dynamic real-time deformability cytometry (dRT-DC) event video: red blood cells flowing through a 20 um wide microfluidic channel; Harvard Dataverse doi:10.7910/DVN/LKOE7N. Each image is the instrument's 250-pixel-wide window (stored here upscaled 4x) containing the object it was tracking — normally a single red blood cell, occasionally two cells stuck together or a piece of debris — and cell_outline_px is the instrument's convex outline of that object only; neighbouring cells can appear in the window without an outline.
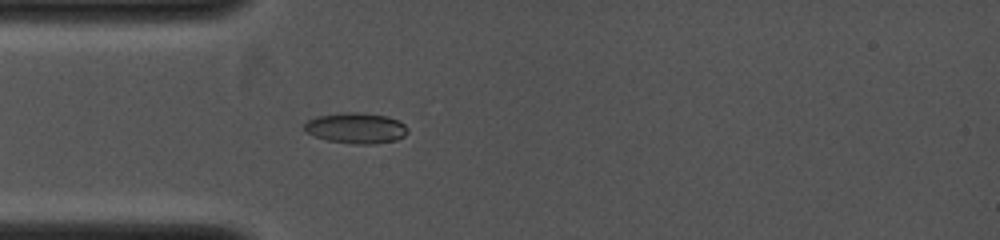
{"species": "common noctule bat (a hibernating species)", "species_latin": "Nyctalus noctula", "temperature_condition": "cold", "stored_images_in_passage": 12, "camera_frame_rate_fps": 4000, "um_per_image_px": 0.085, "animal": {"sex": "female", "body_mass_g": 19.0, "forearm_length_mm": 53.3}, "frame": {"image": 1, "passage_image": 7, "time_ms": 3.0, "image_size_px": [1000, 240], "cell_outline_px": [[408, 132], [404, 136], [396, 140], [372, 144], [356, 144], [328, 140], [304, 132], [304, 124], [308, 120], [316, 116], [340, 112], [360, 112], [388, 116], [400, 120], [408, 128]], "centroid_in_image_um": [30.27, 10.87], "position_along_channel_um": 54.7, "area_um2": 18.67}}
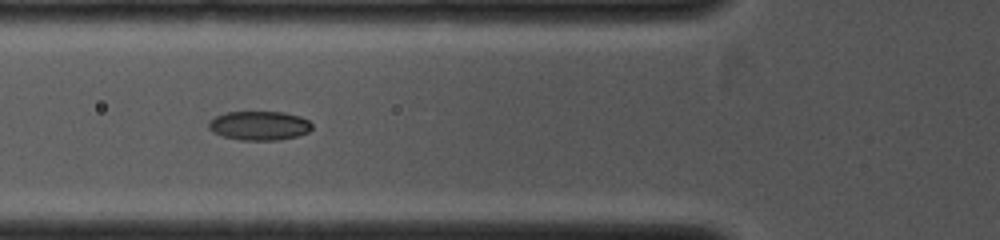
{"frame": {"image": 2, "passage_image": 9, "time_ms": 4.0, "image_size_px": [1000, 240], "cell_outline_px": [[312, 128], [308, 132], [296, 136], [276, 140], [240, 140], [224, 136], [212, 132], [208, 128], [208, 120], [216, 116], [228, 112], [284, 112], [300, 116], [308, 120], [312, 124]], "centroid_in_image_um": [22.02, 10.67], "position_along_channel_um": 103.8, "area_um2": 17.51}}
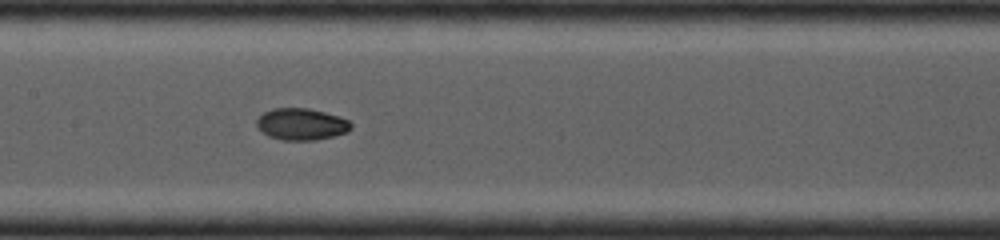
{"frame": {"image": 3, "passage_image": 12, "time_ms": 5.5, "image_size_px": [1000, 240], "cell_outline_px": [[352, 128], [348, 132], [316, 140], [280, 140], [268, 136], [256, 124], [256, 120], [264, 112], [276, 108], [308, 108], [324, 112], [348, 120], [352, 124]], "centroid_in_image_um": [25.63, 10.56], "position_along_channel_um": 181.8, "area_um2": 17.28}}